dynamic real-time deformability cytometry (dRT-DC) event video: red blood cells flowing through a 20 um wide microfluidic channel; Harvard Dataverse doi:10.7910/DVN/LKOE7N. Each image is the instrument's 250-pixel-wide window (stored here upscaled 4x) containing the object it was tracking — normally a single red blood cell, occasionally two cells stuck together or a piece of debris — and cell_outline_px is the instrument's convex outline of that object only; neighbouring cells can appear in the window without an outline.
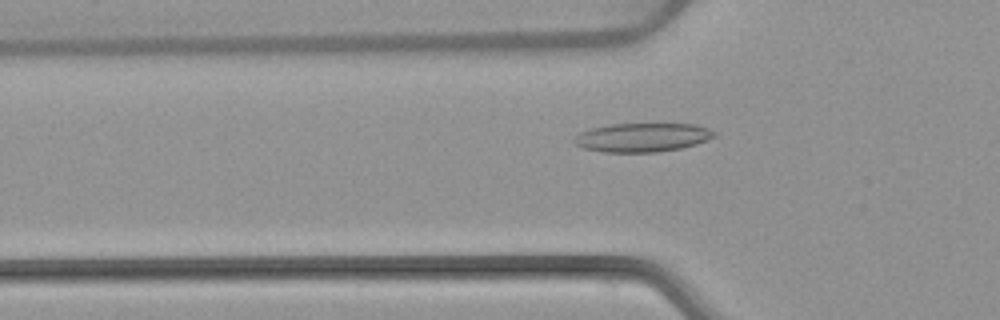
{"species": "common noctule bat (a hibernating species)", "species_latin": "Nyctalus noctula", "temperature_condition": "warm", "stored_images_in_passage": 53, "camera_frame_rate_fps": 3000, "um_per_image_px": 0.085, "animal": {"sex": "female", "body_mass_g": 22.7, "forearm_length_mm": 54.2}, "frame": {"image": 1, "passage_image": 18, "time_ms": 5.667, "image_size_px": [1000, 320], "cell_outline_px": [[716, 136], [696, 144], [680, 148], [656, 152], [604, 152], [584, 148], [576, 144], [572, 140], [580, 132], [592, 128], [612, 124], [696, 124], [708, 128], [716, 132]], "centroid_in_image_um": [54.61, 11.68], "position_along_channel_um": 71.2, "area_um2": 23.41}}
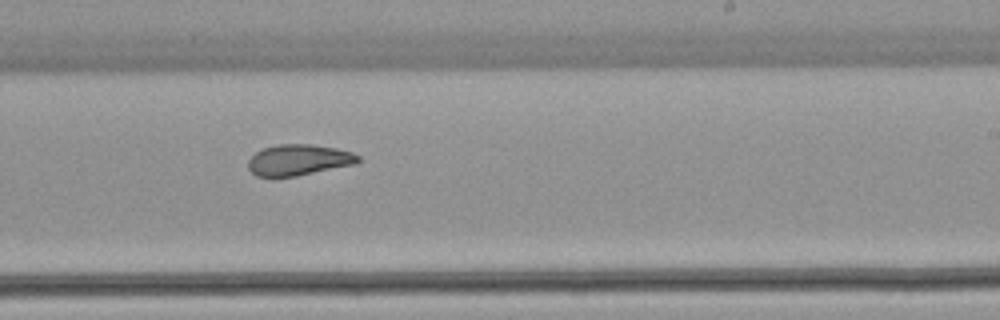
{"frame": {"image": 2, "passage_image": 33, "time_ms": 10.667, "image_size_px": [1000, 320], "cell_outline_px": [[360, 160], [356, 164], [296, 176], [256, 176], [248, 168], [248, 160], [256, 152], [264, 148], [276, 144], [308, 144], [336, 148], [352, 152], [360, 156]], "centroid_in_image_um": [25.4, 13.59], "position_along_channel_um": 263.6, "area_um2": 19.77}}
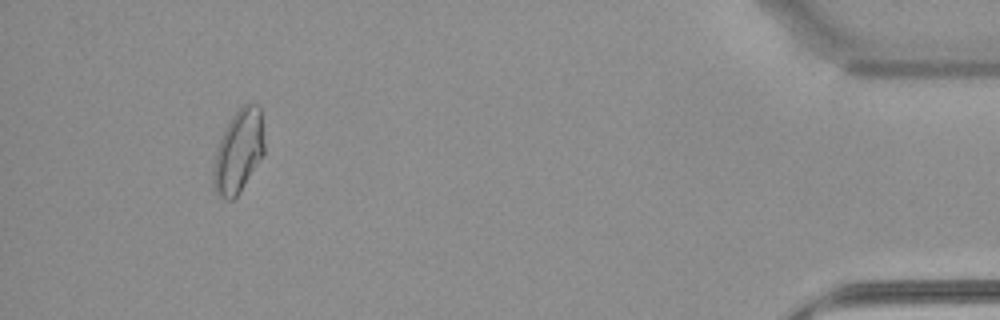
{"frame": {"image": 3, "passage_image": 50, "time_ms": 16.333, "image_size_px": [1000, 320], "cell_outline_px": [[264, 156], [240, 192], [232, 200], [224, 200], [216, 196], [212, 188], [212, 168], [216, 152], [224, 128], [232, 116], [248, 100], [260, 104], [264, 140]], "centroid_in_image_um": [20.27, 12.88], "position_along_channel_um": 414.9, "area_um2": 25.43}, "authors_computed_cell_mechanics": {"area_um2": 22.542, "velocity_mm_per_s": 3.8442, "shape_relaxation_time_tau1_ms": 10.0523, "shape_relaxation_time_tau2_ms": 2.8006, "deformation_change_tau1": 0.2168, "deformation_change_tau2": 0.0873}}